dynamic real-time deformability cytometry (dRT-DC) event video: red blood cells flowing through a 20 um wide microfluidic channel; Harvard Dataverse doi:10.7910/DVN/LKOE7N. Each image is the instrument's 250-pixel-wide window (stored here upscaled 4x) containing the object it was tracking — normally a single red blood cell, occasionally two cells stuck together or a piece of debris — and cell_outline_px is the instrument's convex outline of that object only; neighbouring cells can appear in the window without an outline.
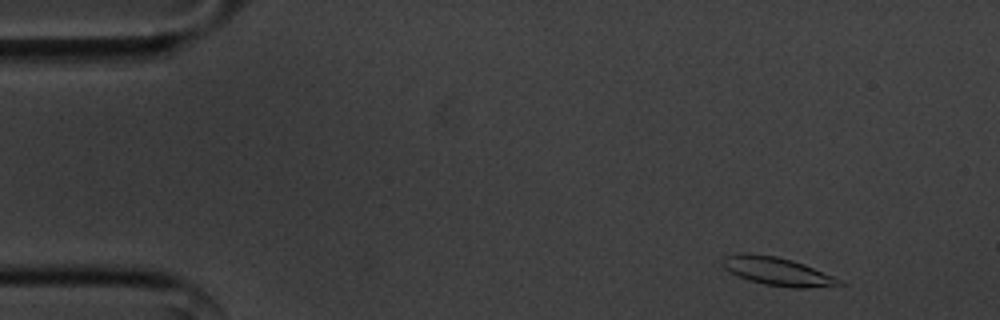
{"species": "common noctule bat (a hibernating species)", "species_latin": "Nyctalus noctula", "temperature_condition": "cold", "stored_images_in_passage": 53, "camera_frame_rate_fps": 3000, "um_per_image_px": 0.085, "animal": {"sex": "male", "body_mass_g": 20.1, "forearm_length_mm": 53.5}, "frame": {"image": 1, "passage_image": 3, "time_ms": 0.667, "image_size_px": [1000, 320], "cell_outline_px": [[844, 284], [804, 288], [792, 288], [764, 284], [748, 280], [724, 268], [720, 264], [720, 260], [724, 256], [740, 252], [744, 252], [776, 256], [792, 260], [804, 264], [832, 276], [840, 280]], "centroid_in_image_um": [65.99, 23.04], "position_along_channel_um": 19.0, "area_um2": 19.07}}
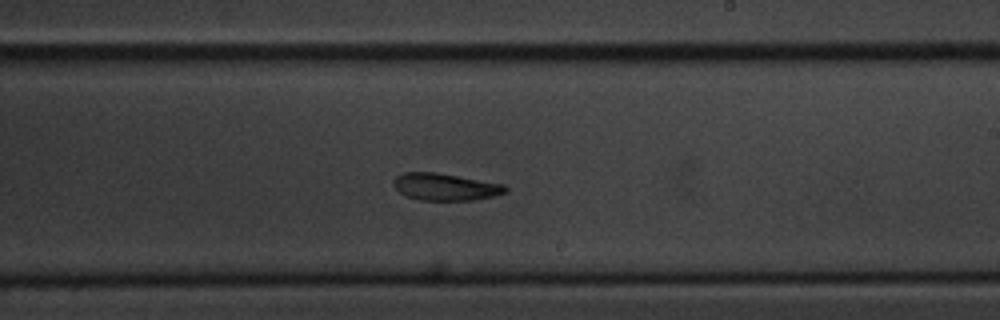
{"frame": {"image": 2, "passage_image": 30, "time_ms": 9.667, "image_size_px": [1000, 320], "cell_outline_px": [[508, 188], [504, 192], [492, 196], [476, 200], [420, 200], [408, 196], [400, 192], [392, 184], [392, 180], [396, 176], [404, 172], [436, 172], [504, 184]], "centroid_in_image_um": [37.82, 15.87], "position_along_channel_um": 251.2, "area_um2": 17.57}}
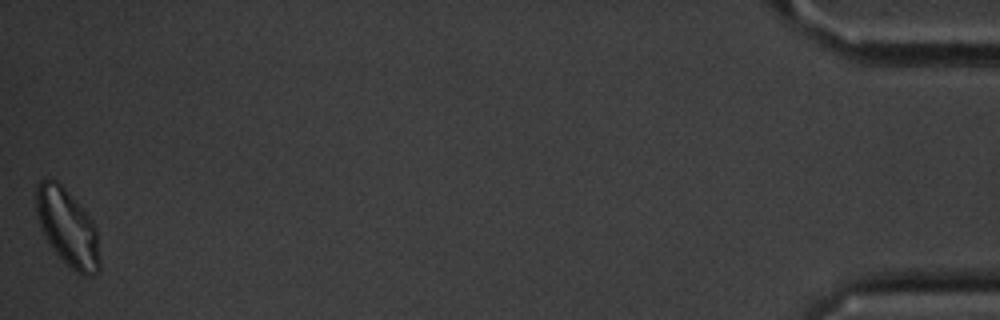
{"frame": {"image": 3, "passage_image": 53, "time_ms": 17.333, "image_size_px": [1000, 320], "cell_outline_px": [[100, 272], [92, 276], [84, 276], [76, 272], [52, 248], [44, 236], [36, 212], [36, 188], [40, 180], [44, 176], [56, 180], [64, 188], [92, 220], [96, 228], [100, 260]], "centroid_in_image_um": [5.74, 19.35], "position_along_channel_um": 429.5, "area_um2": 28.32}, "authors_computed_cell_mechanics": {"area_um2": 18.785, "velocity_mm_per_s": 3.549, "shape_relaxation_time_tau1_ms": 4.169, "shape_relaxation_time_tau2_ms": 7.3275, "deformation_change_tau1": 0.124, "deformation_change_tau2": 0.1272}}